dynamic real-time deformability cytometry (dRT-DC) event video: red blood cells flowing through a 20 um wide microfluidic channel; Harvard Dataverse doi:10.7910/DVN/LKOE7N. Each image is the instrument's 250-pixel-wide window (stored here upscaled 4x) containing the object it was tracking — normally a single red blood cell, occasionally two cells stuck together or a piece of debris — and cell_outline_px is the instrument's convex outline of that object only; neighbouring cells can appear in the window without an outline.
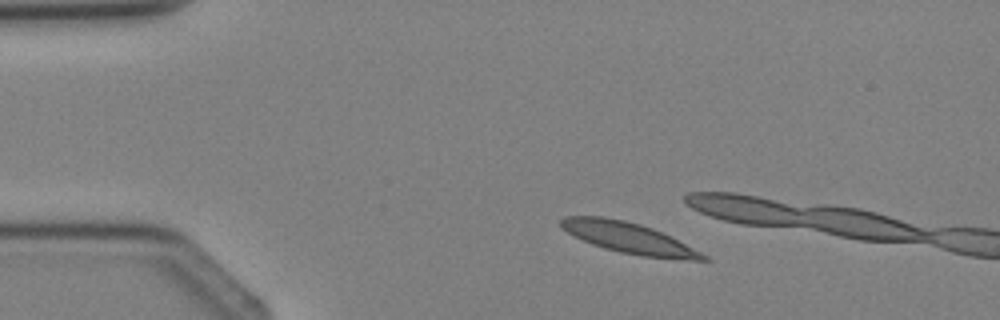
{"species": "Egyptian fruit bat (a non-hibernating species)", "species_latin": "Rousettus aegyptiacus", "temperature_condition": "cold", "stored_images_in_passage": 2, "camera_frame_rate_fps": 3000, "um_per_image_px": 0.085, "animal": {"sex": "female"}, "frame": {"image": 1, "passage_image": 1, "time_ms": 0.0, "image_size_px": [1000, 320], "cell_outline_px": [[712, 260], [688, 260], [640, 256], [620, 252], [604, 248], [592, 244], [568, 232], [560, 224], [560, 220], [564, 216], [604, 216], [624, 220], [640, 224], [652, 228], [708, 256]], "centroid_in_image_um": [53.44, 20.22], "position_along_channel_um": 31.6, "area_um2": 25.09}}